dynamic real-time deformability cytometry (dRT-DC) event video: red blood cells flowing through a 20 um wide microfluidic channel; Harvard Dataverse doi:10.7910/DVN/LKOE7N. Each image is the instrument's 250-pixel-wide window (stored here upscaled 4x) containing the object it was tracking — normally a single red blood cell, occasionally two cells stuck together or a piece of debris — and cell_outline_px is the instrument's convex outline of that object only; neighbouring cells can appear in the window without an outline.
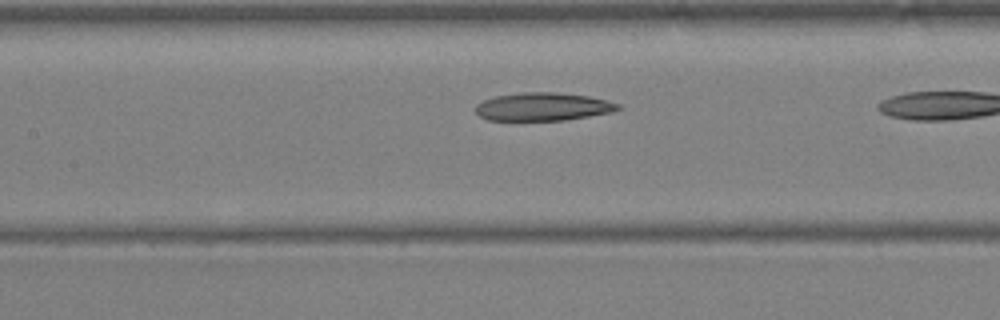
{"species": "Egyptian fruit bat (a non-hibernating species)", "species_latin": "Rousettus aegyptiacus", "temperature_condition": "warm", "stored_images_in_passage": 16, "camera_frame_rate_fps": 3000, "um_per_image_px": 0.085, "animal": {"sex": "female"}, "frame": {"image": 1, "passage_image": 10, "time_ms": 3.0, "image_size_px": [1000, 320], "cell_outline_px": [[620, 108], [612, 112], [564, 120], [488, 120], [480, 116], [476, 112], [476, 104], [484, 100], [496, 96], [520, 92], [552, 92], [588, 96], [608, 100], [620, 104]], "centroid_in_image_um": [46.15, 9.06], "position_along_channel_um": 161.3, "area_um2": 23.18}}